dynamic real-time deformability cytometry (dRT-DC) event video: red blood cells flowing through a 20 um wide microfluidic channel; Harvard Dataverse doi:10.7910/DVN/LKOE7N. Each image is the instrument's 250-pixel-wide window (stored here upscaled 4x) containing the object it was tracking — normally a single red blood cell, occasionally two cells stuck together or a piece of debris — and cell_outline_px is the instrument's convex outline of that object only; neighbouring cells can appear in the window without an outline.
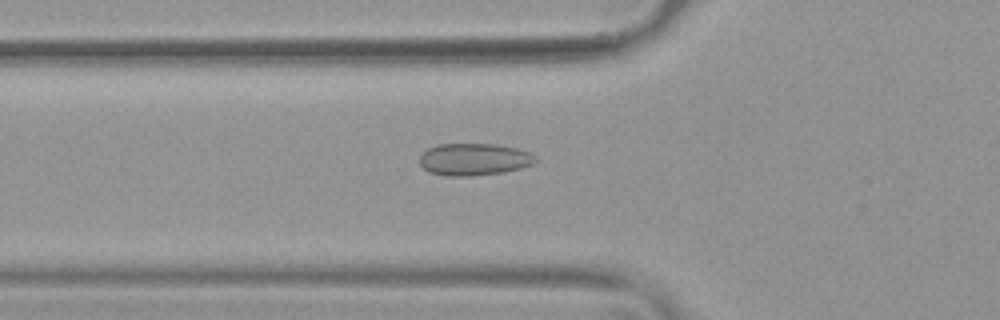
{"species": "common noctule bat (a hibernating species)", "species_latin": "Nyctalus noctula", "temperature_condition": "warm", "stored_images_in_passage": 53, "camera_frame_rate_fps": 3000, "um_per_image_px": 0.085, "animal": {"sex": "female", "body_mass_g": 19.9}, "frame": {"image": 1, "passage_image": 19, "time_ms": 6.0, "image_size_px": [1000, 320], "cell_outline_px": [[536, 160], [532, 164], [520, 168], [504, 172], [472, 176], [448, 176], [428, 172], [420, 164], [420, 156], [428, 148], [436, 144], [496, 144], [516, 148], [528, 152], [536, 156]], "centroid_in_image_um": [40.27, 13.54], "position_along_channel_um": 85.5, "area_um2": 21.68}}
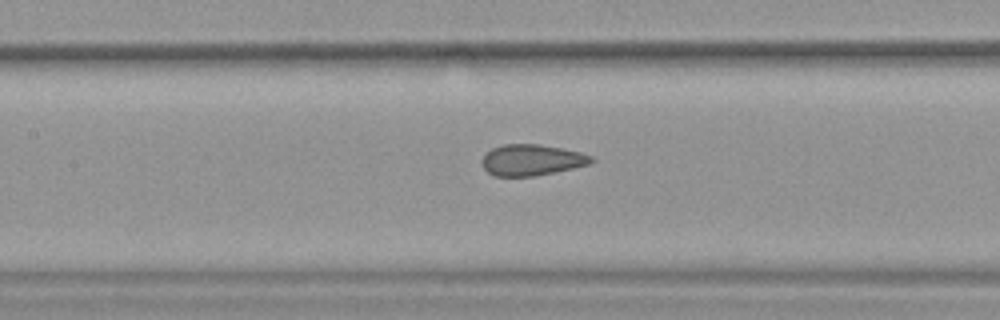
{"frame": {"image": 2, "passage_image": 25, "time_ms": 8.0, "image_size_px": [1000, 320], "cell_outline_px": [[596, 160], [588, 164], [572, 168], [536, 176], [492, 176], [484, 168], [480, 160], [492, 148], [504, 144], [540, 144], [564, 148], [580, 152], [592, 156]], "centroid_in_image_um": [45.19, 13.59], "position_along_channel_um": 162.2, "area_um2": 19.88}}
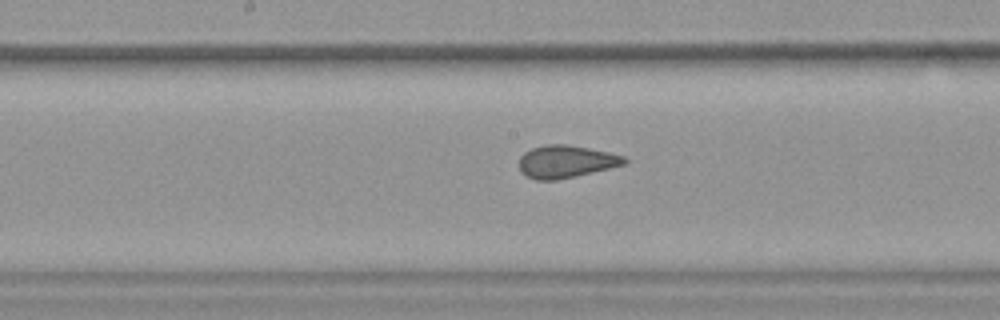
{"frame": {"image": 3, "passage_image": 28, "time_ms": 9.0, "image_size_px": [1000, 320], "cell_outline_px": [[628, 160], [624, 164], [576, 176], [556, 180], [536, 180], [520, 172], [520, 156], [524, 152], [532, 148], [544, 144], [568, 144], [608, 152], [624, 156]], "centroid_in_image_um": [48.08, 13.72], "position_along_channel_um": 200.1, "area_um2": 19.83}, "authors_computed_cell_mechanics": {"area_um2": 21.0392, "velocity_mm_per_s": 3.7991, "shape_relaxation_time_tau1_ms": null, "shape_relaxation_time_tau2_ms": 0.9469, "deformation_change_tau1": null, "deformation_change_tau2": 0.0932}}